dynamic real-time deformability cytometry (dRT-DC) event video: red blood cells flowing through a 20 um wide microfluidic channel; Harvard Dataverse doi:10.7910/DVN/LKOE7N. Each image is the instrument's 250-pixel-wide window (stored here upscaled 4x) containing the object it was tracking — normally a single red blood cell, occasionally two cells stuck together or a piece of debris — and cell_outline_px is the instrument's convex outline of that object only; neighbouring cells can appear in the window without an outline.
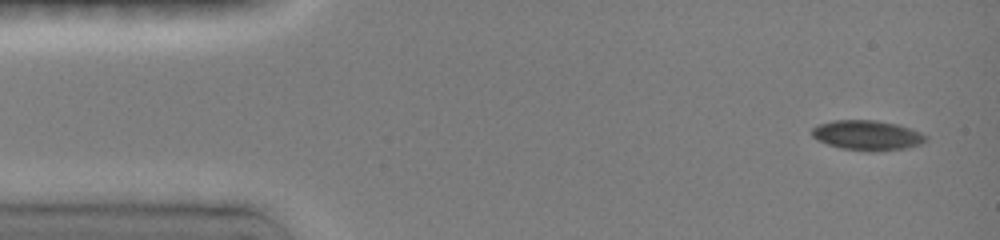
{"species": "common noctule bat (a hibernating species)", "species_latin": "Nyctalus noctula", "temperature_condition": "room temperature", "stored_images_in_passage": 5, "camera_frame_rate_fps": 3000, "um_per_image_px": 0.085, "animal": {"sex": "female", "body_mass_g": 19.0, "forearm_length_mm": 51.5}, "frame": {"image": 1, "passage_image": 1, "time_ms": 0.0, "image_size_px": [1000, 240], "cell_outline_px": [[928, 140], [920, 144], [908, 148], [872, 152], [868, 152], [840, 148], [816, 140], [812, 136], [812, 128], [820, 124], [832, 120], [876, 120], [896, 124], [912, 128], [928, 136]], "centroid_in_image_um": [73.74, 11.51], "position_along_channel_um": 11.3, "area_um2": 20.11}}
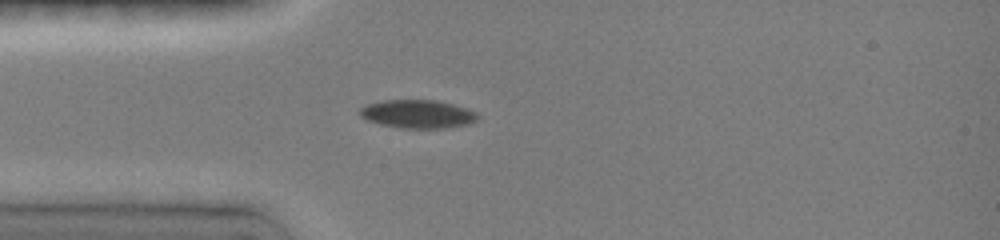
{"frame": {"image": 2, "passage_image": 5, "time_ms": 3.333, "image_size_px": [1000, 240], "cell_outline_px": [[480, 120], [468, 124], [448, 128], [400, 128], [380, 124], [368, 120], [360, 116], [356, 112], [360, 108], [368, 104], [380, 100], [436, 100], [468, 108], [476, 112], [480, 116]], "centroid_in_image_um": [35.52, 9.69], "position_along_channel_um": 49.5, "area_um2": 19.77}}